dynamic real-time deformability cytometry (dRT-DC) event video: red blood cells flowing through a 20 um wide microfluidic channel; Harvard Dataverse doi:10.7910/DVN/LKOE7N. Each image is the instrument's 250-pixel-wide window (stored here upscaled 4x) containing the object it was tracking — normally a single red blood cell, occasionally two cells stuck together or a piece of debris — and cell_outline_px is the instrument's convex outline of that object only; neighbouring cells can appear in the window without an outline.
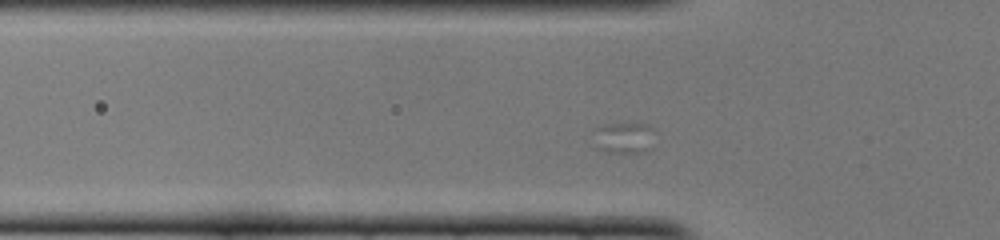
{"species": "common noctule bat (a hibernating species)", "species_latin": "Nyctalus noctula", "temperature_condition": "cold", "stored_images_in_passage": 10, "camera_frame_rate_fps": 3000, "um_per_image_px": 0.085, "animal": {"sex": "female", "body_mass_g": 22.0, "forearm_length_mm": 56.7}, "frame": {"image": 1, "passage_image": 6, "time_ms": 1.667, "image_size_px": [1000, 240], "cell_outline_px": [[652, 148], [644, 152], [604, 152], [596, 148], [596, 128], [604, 124], [644, 124], [652, 128]], "centroid_in_image_um": [53.04, 11.73], "position_along_channel_um": 72.8, "area_um2": 10.87}}
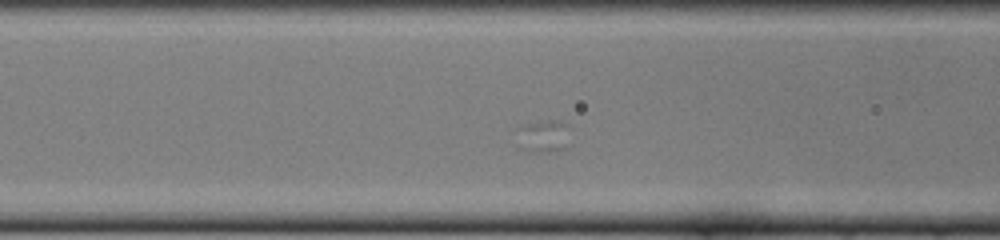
{"frame": {"image": 2, "passage_image": 10, "time_ms": 3.0, "image_size_px": [1000, 240], "cell_outline_px": [[568, 148], [548, 152], [532, 152], [516, 148], [516, 128], [528, 124], [556, 120], [564, 124]], "centroid_in_image_um": [46.06, 11.64], "position_along_channel_um": 120.5, "area_um2": 10.0}}